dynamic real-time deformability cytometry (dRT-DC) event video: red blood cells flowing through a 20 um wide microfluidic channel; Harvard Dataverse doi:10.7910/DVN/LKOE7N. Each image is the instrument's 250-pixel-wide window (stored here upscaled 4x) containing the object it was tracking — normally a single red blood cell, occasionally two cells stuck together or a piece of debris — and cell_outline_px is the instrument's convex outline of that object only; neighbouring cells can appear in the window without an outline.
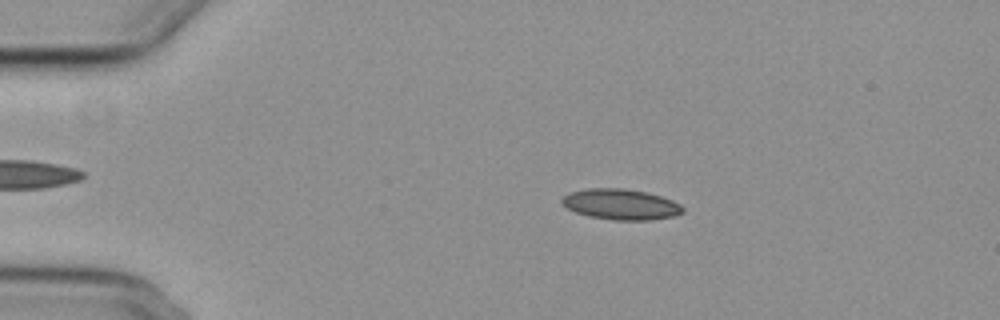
{"species": "common noctule bat (a hibernating species)", "species_latin": "Nyctalus noctula", "temperature_condition": "cold", "stored_images_in_passage": 55, "camera_frame_rate_fps": 3000, "um_per_image_px": 0.085, "animal": {"sex": "female", "body_mass_g": 29.2, "forearm_length_mm": 56.3}, "frame": {"image": 1, "passage_image": 11, "time_ms": 3.333, "image_size_px": [1000, 320], "cell_outline_px": [[684, 212], [676, 216], [652, 220], [616, 220], [588, 216], [576, 212], [568, 208], [560, 200], [568, 192], [588, 188], [624, 188], [648, 192], [672, 200], [680, 204], [684, 208]], "centroid_in_image_um": [52.8, 17.36], "position_along_channel_um": 32.2, "area_um2": 21.73}}
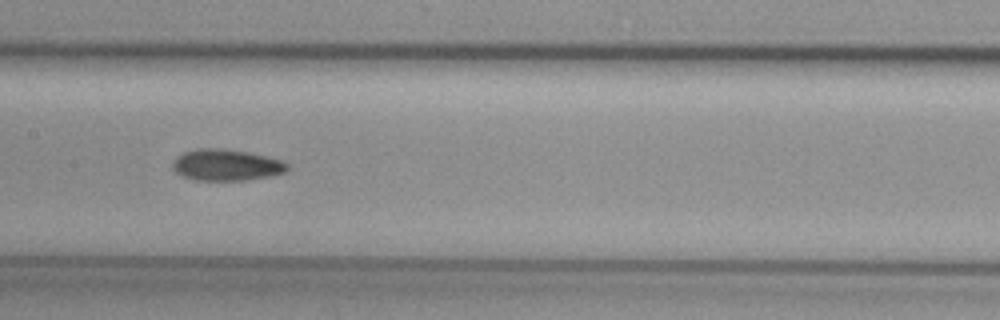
{"frame": {"image": 2, "passage_image": 28, "time_ms": 9.0, "image_size_px": [1000, 320], "cell_outline_px": [[288, 168], [284, 172], [268, 176], [248, 180], [192, 180], [176, 172], [172, 168], [172, 164], [176, 156], [184, 152], [196, 148], [220, 148], [248, 152], [280, 160], [288, 164]], "centroid_in_image_um": [19.18, 14.02], "position_along_channel_um": 188.2, "area_um2": 20.87}}
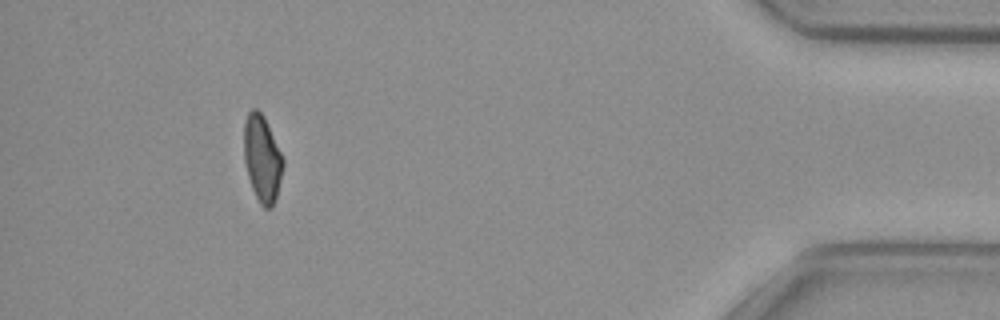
{"frame": {"image": 3, "passage_image": 51, "time_ms": 16.667, "image_size_px": [1000, 320], "cell_outline_px": [[284, 164], [276, 196], [272, 208], [264, 208], [260, 204], [252, 188], [248, 176], [244, 160], [244, 124], [248, 112], [252, 108], [256, 108], [264, 116], [284, 160]], "centroid_in_image_um": [22.27, 13.47], "position_along_channel_um": 412.9, "area_um2": 19.54}, "authors_computed_cell_mechanics": {"area_um2": 20.4034, "velocity_mm_per_s": 3.7289, "shape_relaxation_time_tau1_ms": null, "shape_relaxation_time_tau2_ms": 4.8115, "deformation_change_tau1": null, "deformation_change_tau2": 0.0944}}